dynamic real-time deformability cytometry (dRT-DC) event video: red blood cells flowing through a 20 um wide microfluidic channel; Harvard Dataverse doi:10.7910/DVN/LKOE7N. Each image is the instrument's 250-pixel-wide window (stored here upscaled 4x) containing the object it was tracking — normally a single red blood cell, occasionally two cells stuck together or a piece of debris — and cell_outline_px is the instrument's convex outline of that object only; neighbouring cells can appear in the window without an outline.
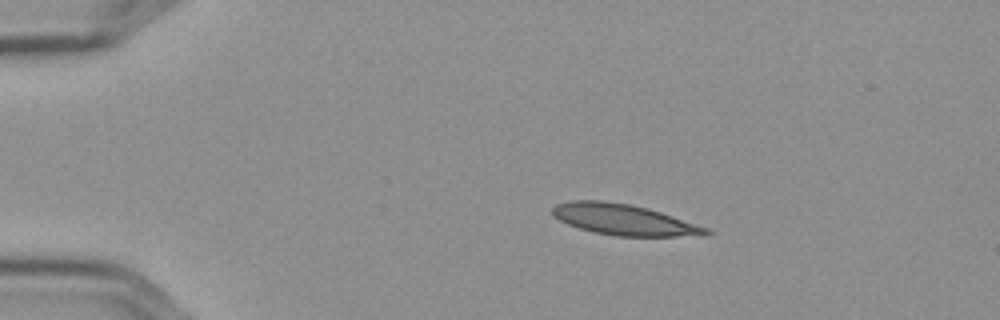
{"species": "Egyptian fruit bat (a non-hibernating species)", "species_latin": "Rousettus aegyptiacus", "temperature_condition": "cold", "stored_images_in_passage": 47, "camera_frame_rate_fps": 3000, "um_per_image_px": 0.085, "frame": {"image": 1, "passage_image": 1, "time_ms": 0.0, "image_size_px": [1000, 320], "cell_outline_px": [[712, 232], [708, 236], [616, 236], [592, 232], [568, 224], [552, 216], [552, 208], [556, 204], [572, 200], [604, 200], [628, 204], [648, 208], [708, 228]], "centroid_in_image_um": [53.03, 18.67], "position_along_channel_um": 32.0, "area_um2": 27.69}}
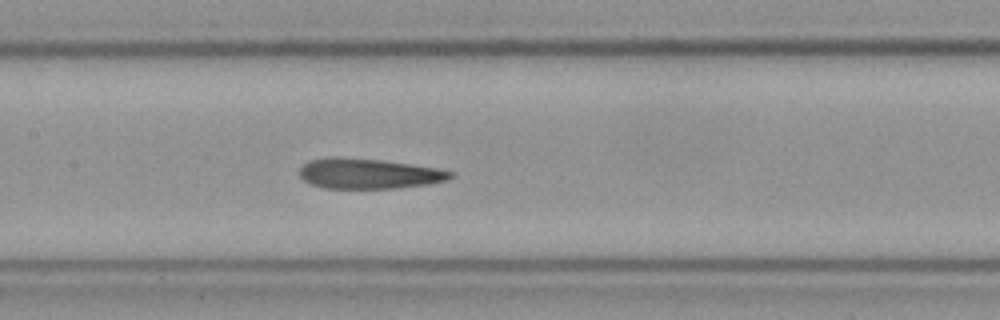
{"frame": {"image": 2, "passage_image": 18, "time_ms": 5.667, "image_size_px": [1000, 320], "cell_outline_px": [[452, 176], [444, 180], [428, 184], [396, 188], [324, 188], [312, 184], [304, 180], [300, 176], [300, 168], [308, 160], [380, 160], [412, 164], [436, 168], [452, 172]], "centroid_in_image_um": [31.38, 14.8], "position_along_channel_um": 176.0, "area_um2": 25.32}}
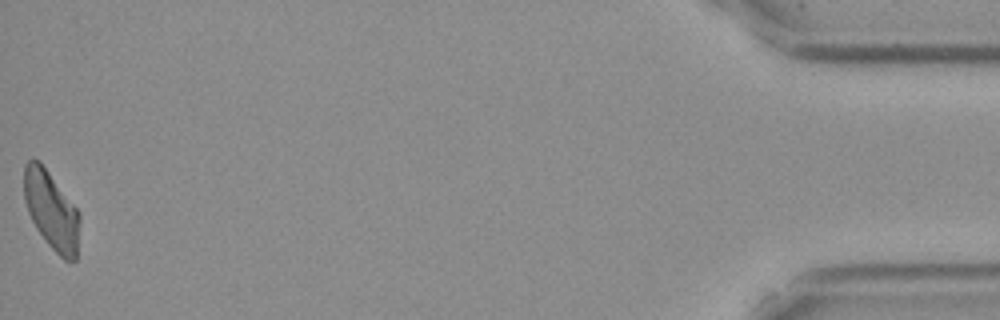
{"frame": {"image": 3, "passage_image": 47, "time_ms": 15.333, "image_size_px": [1000, 320], "cell_outline_px": [[80, 220], [76, 260], [64, 260], [48, 244], [36, 228], [28, 212], [24, 200], [24, 164], [28, 160], [40, 160], [76, 208], [80, 216]], "centroid_in_image_um": [4.35, 17.87], "position_along_channel_um": 430.8, "area_um2": 25.2}, "authors_computed_cell_mechanics": {"area_um2": 26.877, "velocity_mm_per_s": 3.5667, "shape_relaxation_time_tau1_ms": null, "shape_relaxation_time_tau2_ms": 3.1957, "deformation_change_tau1": null, "deformation_change_tau2": 0.131}}